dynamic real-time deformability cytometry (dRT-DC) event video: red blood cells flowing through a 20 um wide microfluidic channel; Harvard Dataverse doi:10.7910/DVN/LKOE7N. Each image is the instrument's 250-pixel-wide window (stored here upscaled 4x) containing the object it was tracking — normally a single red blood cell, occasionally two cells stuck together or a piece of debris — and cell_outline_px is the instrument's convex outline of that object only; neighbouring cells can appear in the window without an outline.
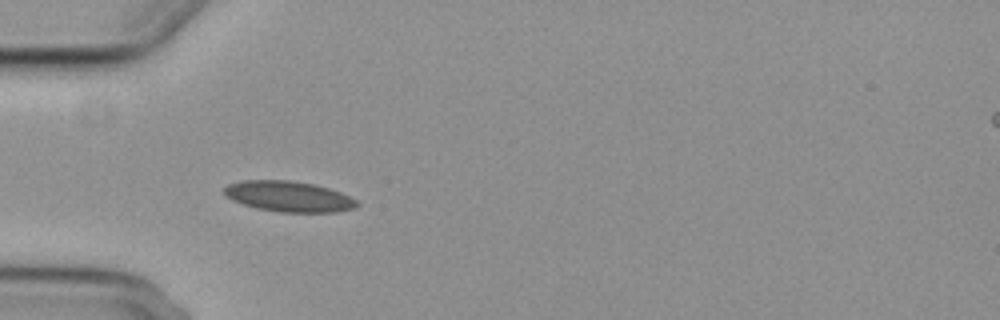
{"species": "common noctule bat (a hibernating species)", "species_latin": "Nyctalus noctula", "temperature_condition": "cold", "stored_images_in_passage": 7, "camera_frame_rate_fps": 3000, "um_per_image_px": 0.085, "animal": {"sex": "female", "body_mass_g": 29.2, "forearm_length_mm": 56.3}, "frame": {"image": 1, "passage_image": 1, "time_ms": 0.0, "image_size_px": [1000, 320], "cell_outline_px": [[360, 204], [356, 208], [336, 212], [280, 212], [256, 208], [232, 200], [224, 196], [224, 188], [228, 184], [244, 180], [288, 180], [312, 184], [328, 188], [340, 192], [356, 200]], "centroid_in_image_um": [24.53, 16.7], "position_along_channel_um": 60.5, "area_um2": 23.64}}
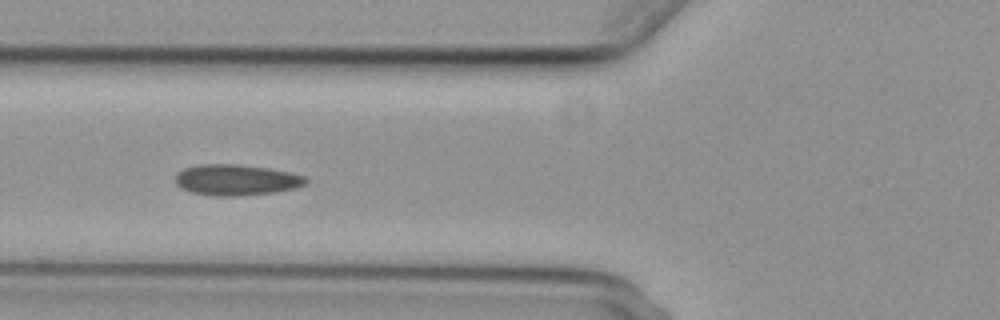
{"frame": {"image": 2, "passage_image": 2, "time_ms": 1.333, "image_size_px": [1000, 320], "cell_outline_px": [[308, 180], [304, 184], [296, 188], [276, 192], [236, 196], [212, 196], [192, 192], [176, 184], [176, 172], [184, 168], [200, 164], [236, 164], [268, 168], [288, 172], [304, 176]], "centroid_in_image_um": [20.07, 15.29], "position_along_channel_um": 105.7, "area_um2": 23.41}}
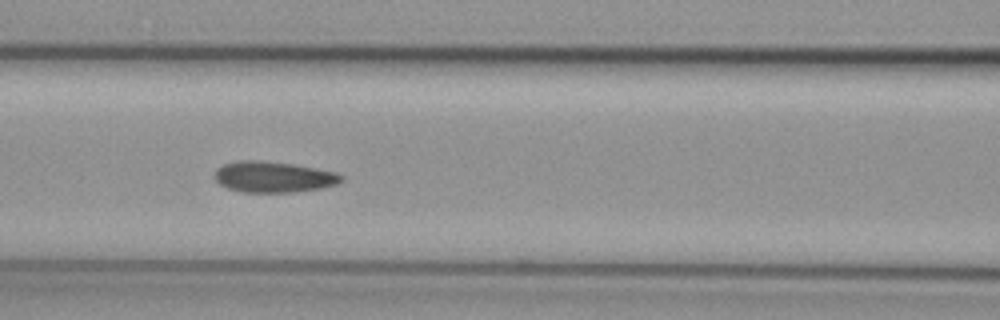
{"frame": {"image": 3, "passage_image": 3, "time_ms": 2.333, "image_size_px": [1000, 320], "cell_outline_px": [[344, 180], [336, 184], [320, 188], [292, 192], [244, 192], [228, 188], [220, 184], [212, 176], [216, 168], [224, 164], [236, 160], [260, 160], [292, 164], [316, 168], [336, 172], [344, 176]], "centroid_in_image_um": [23.22, 15.03], "position_along_channel_um": 143.4, "area_um2": 22.95}}